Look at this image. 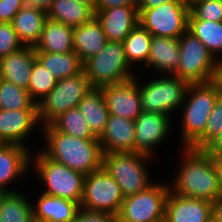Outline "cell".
<instances>
[{"mask_svg": "<svg viewBox=\"0 0 222 222\" xmlns=\"http://www.w3.org/2000/svg\"><path fill=\"white\" fill-rule=\"evenodd\" d=\"M222 131V94L216 100L204 130V147Z\"/></svg>", "mask_w": 222, "mask_h": 222, "instance_id": "8d00e7d4", "label": "cell"}, {"mask_svg": "<svg viewBox=\"0 0 222 222\" xmlns=\"http://www.w3.org/2000/svg\"><path fill=\"white\" fill-rule=\"evenodd\" d=\"M33 206V217L47 222H72L80 209L77 202L48 194H41Z\"/></svg>", "mask_w": 222, "mask_h": 222, "instance_id": "cb8c5ba5", "label": "cell"}, {"mask_svg": "<svg viewBox=\"0 0 222 222\" xmlns=\"http://www.w3.org/2000/svg\"><path fill=\"white\" fill-rule=\"evenodd\" d=\"M8 192H9L8 189L0 187V207H1V204H2V200L7 195Z\"/></svg>", "mask_w": 222, "mask_h": 222, "instance_id": "7dc6e473", "label": "cell"}, {"mask_svg": "<svg viewBox=\"0 0 222 222\" xmlns=\"http://www.w3.org/2000/svg\"><path fill=\"white\" fill-rule=\"evenodd\" d=\"M149 158L150 155L139 152L106 153L103 154L102 167L115 179L126 197L153 184L145 167Z\"/></svg>", "mask_w": 222, "mask_h": 222, "instance_id": "8992f818", "label": "cell"}, {"mask_svg": "<svg viewBox=\"0 0 222 222\" xmlns=\"http://www.w3.org/2000/svg\"><path fill=\"white\" fill-rule=\"evenodd\" d=\"M72 222H117V216L103 212L79 209Z\"/></svg>", "mask_w": 222, "mask_h": 222, "instance_id": "f35d334b", "label": "cell"}, {"mask_svg": "<svg viewBox=\"0 0 222 222\" xmlns=\"http://www.w3.org/2000/svg\"><path fill=\"white\" fill-rule=\"evenodd\" d=\"M139 23L152 36L179 38L188 30L190 8L183 0H172L154 8H138Z\"/></svg>", "mask_w": 222, "mask_h": 222, "instance_id": "7c38bea8", "label": "cell"}, {"mask_svg": "<svg viewBox=\"0 0 222 222\" xmlns=\"http://www.w3.org/2000/svg\"><path fill=\"white\" fill-rule=\"evenodd\" d=\"M37 175L46 186L45 194L69 199L79 205L83 197L85 175L47 157L42 151L33 161Z\"/></svg>", "mask_w": 222, "mask_h": 222, "instance_id": "52a82bcc", "label": "cell"}, {"mask_svg": "<svg viewBox=\"0 0 222 222\" xmlns=\"http://www.w3.org/2000/svg\"><path fill=\"white\" fill-rule=\"evenodd\" d=\"M50 125L62 133L83 139H98L91 131L84 115L77 108L67 110L56 117Z\"/></svg>", "mask_w": 222, "mask_h": 222, "instance_id": "1f68e13d", "label": "cell"}, {"mask_svg": "<svg viewBox=\"0 0 222 222\" xmlns=\"http://www.w3.org/2000/svg\"><path fill=\"white\" fill-rule=\"evenodd\" d=\"M126 5H137V0H97L94 11Z\"/></svg>", "mask_w": 222, "mask_h": 222, "instance_id": "ab89813d", "label": "cell"}, {"mask_svg": "<svg viewBox=\"0 0 222 222\" xmlns=\"http://www.w3.org/2000/svg\"><path fill=\"white\" fill-rule=\"evenodd\" d=\"M222 94V78L206 83H190L182 116V144L194 149L204 148V130L213 106ZM189 98V99H188ZM186 99L188 101H186ZM185 102H187L185 104Z\"/></svg>", "mask_w": 222, "mask_h": 222, "instance_id": "3957f363", "label": "cell"}, {"mask_svg": "<svg viewBox=\"0 0 222 222\" xmlns=\"http://www.w3.org/2000/svg\"><path fill=\"white\" fill-rule=\"evenodd\" d=\"M35 54L57 80L83 72V62L74 51L68 53L35 52Z\"/></svg>", "mask_w": 222, "mask_h": 222, "instance_id": "83f0119b", "label": "cell"}, {"mask_svg": "<svg viewBox=\"0 0 222 222\" xmlns=\"http://www.w3.org/2000/svg\"><path fill=\"white\" fill-rule=\"evenodd\" d=\"M28 149L21 145L9 144L0 150V187L8 188L9 192L17 191L6 186L29 170L32 154Z\"/></svg>", "mask_w": 222, "mask_h": 222, "instance_id": "7402d4cb", "label": "cell"}, {"mask_svg": "<svg viewBox=\"0 0 222 222\" xmlns=\"http://www.w3.org/2000/svg\"><path fill=\"white\" fill-rule=\"evenodd\" d=\"M37 123H39L37 108L0 109V135L9 144L26 147L23 140L31 133L34 126L38 125Z\"/></svg>", "mask_w": 222, "mask_h": 222, "instance_id": "ac0fdd59", "label": "cell"}, {"mask_svg": "<svg viewBox=\"0 0 222 222\" xmlns=\"http://www.w3.org/2000/svg\"><path fill=\"white\" fill-rule=\"evenodd\" d=\"M83 71L93 88L121 83L134 78L130 71L123 42L108 41L96 55L83 63Z\"/></svg>", "mask_w": 222, "mask_h": 222, "instance_id": "5b68a950", "label": "cell"}, {"mask_svg": "<svg viewBox=\"0 0 222 222\" xmlns=\"http://www.w3.org/2000/svg\"><path fill=\"white\" fill-rule=\"evenodd\" d=\"M30 222H47V221L38 220V219L33 218Z\"/></svg>", "mask_w": 222, "mask_h": 222, "instance_id": "f907efd6", "label": "cell"}, {"mask_svg": "<svg viewBox=\"0 0 222 222\" xmlns=\"http://www.w3.org/2000/svg\"><path fill=\"white\" fill-rule=\"evenodd\" d=\"M54 0H25L29 7L40 8L47 12Z\"/></svg>", "mask_w": 222, "mask_h": 222, "instance_id": "b9f144b4", "label": "cell"}, {"mask_svg": "<svg viewBox=\"0 0 222 222\" xmlns=\"http://www.w3.org/2000/svg\"><path fill=\"white\" fill-rule=\"evenodd\" d=\"M170 116L159 112L142 111L135 125V152L154 155V147L161 144L172 127Z\"/></svg>", "mask_w": 222, "mask_h": 222, "instance_id": "5bb4252c", "label": "cell"}, {"mask_svg": "<svg viewBox=\"0 0 222 222\" xmlns=\"http://www.w3.org/2000/svg\"><path fill=\"white\" fill-rule=\"evenodd\" d=\"M35 59V48L32 46H24L14 53L0 58V75L2 79L28 90Z\"/></svg>", "mask_w": 222, "mask_h": 222, "instance_id": "d6986e66", "label": "cell"}, {"mask_svg": "<svg viewBox=\"0 0 222 222\" xmlns=\"http://www.w3.org/2000/svg\"><path fill=\"white\" fill-rule=\"evenodd\" d=\"M180 62L178 38L153 36L150 45L147 67H153L159 72L173 75Z\"/></svg>", "mask_w": 222, "mask_h": 222, "instance_id": "44dd1931", "label": "cell"}, {"mask_svg": "<svg viewBox=\"0 0 222 222\" xmlns=\"http://www.w3.org/2000/svg\"><path fill=\"white\" fill-rule=\"evenodd\" d=\"M188 31L201 41L215 59L218 53H222V21L200 20L190 12Z\"/></svg>", "mask_w": 222, "mask_h": 222, "instance_id": "f1b7e54d", "label": "cell"}, {"mask_svg": "<svg viewBox=\"0 0 222 222\" xmlns=\"http://www.w3.org/2000/svg\"><path fill=\"white\" fill-rule=\"evenodd\" d=\"M56 83L57 79L52 72L46 69L36 58L32 66L27 90L31 99L37 104L54 89Z\"/></svg>", "mask_w": 222, "mask_h": 222, "instance_id": "d6a6232c", "label": "cell"}, {"mask_svg": "<svg viewBox=\"0 0 222 222\" xmlns=\"http://www.w3.org/2000/svg\"><path fill=\"white\" fill-rule=\"evenodd\" d=\"M203 150L209 155H222V131Z\"/></svg>", "mask_w": 222, "mask_h": 222, "instance_id": "60d3db41", "label": "cell"}, {"mask_svg": "<svg viewBox=\"0 0 222 222\" xmlns=\"http://www.w3.org/2000/svg\"><path fill=\"white\" fill-rule=\"evenodd\" d=\"M9 143L0 135V150H3Z\"/></svg>", "mask_w": 222, "mask_h": 222, "instance_id": "c3c4849f", "label": "cell"}, {"mask_svg": "<svg viewBox=\"0 0 222 222\" xmlns=\"http://www.w3.org/2000/svg\"><path fill=\"white\" fill-rule=\"evenodd\" d=\"M98 139L103 154L135 152L134 121L109 114L106 128Z\"/></svg>", "mask_w": 222, "mask_h": 222, "instance_id": "e0dca14e", "label": "cell"}, {"mask_svg": "<svg viewBox=\"0 0 222 222\" xmlns=\"http://www.w3.org/2000/svg\"><path fill=\"white\" fill-rule=\"evenodd\" d=\"M180 62L173 76L189 83H206L221 77L222 60L210 51L190 31L179 38Z\"/></svg>", "mask_w": 222, "mask_h": 222, "instance_id": "277c9868", "label": "cell"}, {"mask_svg": "<svg viewBox=\"0 0 222 222\" xmlns=\"http://www.w3.org/2000/svg\"><path fill=\"white\" fill-rule=\"evenodd\" d=\"M170 185L153 183L146 190L124 197L117 222H164Z\"/></svg>", "mask_w": 222, "mask_h": 222, "instance_id": "9c48e42d", "label": "cell"}, {"mask_svg": "<svg viewBox=\"0 0 222 222\" xmlns=\"http://www.w3.org/2000/svg\"><path fill=\"white\" fill-rule=\"evenodd\" d=\"M152 34L138 23L123 41L125 57L129 65L143 62L147 66Z\"/></svg>", "mask_w": 222, "mask_h": 222, "instance_id": "f546056e", "label": "cell"}, {"mask_svg": "<svg viewBox=\"0 0 222 222\" xmlns=\"http://www.w3.org/2000/svg\"><path fill=\"white\" fill-rule=\"evenodd\" d=\"M123 200L120 186L103 167L85 175L81 209L117 216Z\"/></svg>", "mask_w": 222, "mask_h": 222, "instance_id": "8fae6325", "label": "cell"}, {"mask_svg": "<svg viewBox=\"0 0 222 222\" xmlns=\"http://www.w3.org/2000/svg\"><path fill=\"white\" fill-rule=\"evenodd\" d=\"M95 16L94 10L77 0H54L47 10V18L71 27L87 23Z\"/></svg>", "mask_w": 222, "mask_h": 222, "instance_id": "4316f807", "label": "cell"}, {"mask_svg": "<svg viewBox=\"0 0 222 222\" xmlns=\"http://www.w3.org/2000/svg\"><path fill=\"white\" fill-rule=\"evenodd\" d=\"M222 189V155H210Z\"/></svg>", "mask_w": 222, "mask_h": 222, "instance_id": "f6af8a7d", "label": "cell"}, {"mask_svg": "<svg viewBox=\"0 0 222 222\" xmlns=\"http://www.w3.org/2000/svg\"><path fill=\"white\" fill-rule=\"evenodd\" d=\"M182 154L184 160L170 190L179 196L213 203L222 195V189L211 156L203 149L190 147H184Z\"/></svg>", "mask_w": 222, "mask_h": 222, "instance_id": "6da1fadb", "label": "cell"}, {"mask_svg": "<svg viewBox=\"0 0 222 222\" xmlns=\"http://www.w3.org/2000/svg\"><path fill=\"white\" fill-rule=\"evenodd\" d=\"M24 108H37L29 92L12 82L2 79L0 83V109L18 110Z\"/></svg>", "mask_w": 222, "mask_h": 222, "instance_id": "836d02e7", "label": "cell"}, {"mask_svg": "<svg viewBox=\"0 0 222 222\" xmlns=\"http://www.w3.org/2000/svg\"><path fill=\"white\" fill-rule=\"evenodd\" d=\"M172 0H137V8H154Z\"/></svg>", "mask_w": 222, "mask_h": 222, "instance_id": "ee69618b", "label": "cell"}, {"mask_svg": "<svg viewBox=\"0 0 222 222\" xmlns=\"http://www.w3.org/2000/svg\"><path fill=\"white\" fill-rule=\"evenodd\" d=\"M35 52L68 53L73 51V27L47 19Z\"/></svg>", "mask_w": 222, "mask_h": 222, "instance_id": "d4e9b609", "label": "cell"}, {"mask_svg": "<svg viewBox=\"0 0 222 222\" xmlns=\"http://www.w3.org/2000/svg\"><path fill=\"white\" fill-rule=\"evenodd\" d=\"M190 12L200 20L222 21V0H202L190 7Z\"/></svg>", "mask_w": 222, "mask_h": 222, "instance_id": "e575fe53", "label": "cell"}, {"mask_svg": "<svg viewBox=\"0 0 222 222\" xmlns=\"http://www.w3.org/2000/svg\"><path fill=\"white\" fill-rule=\"evenodd\" d=\"M186 5L190 8L192 5H194L195 3L202 1V0H183Z\"/></svg>", "mask_w": 222, "mask_h": 222, "instance_id": "681fc988", "label": "cell"}, {"mask_svg": "<svg viewBox=\"0 0 222 222\" xmlns=\"http://www.w3.org/2000/svg\"><path fill=\"white\" fill-rule=\"evenodd\" d=\"M24 47L11 22H0V58Z\"/></svg>", "mask_w": 222, "mask_h": 222, "instance_id": "d590c367", "label": "cell"}, {"mask_svg": "<svg viewBox=\"0 0 222 222\" xmlns=\"http://www.w3.org/2000/svg\"><path fill=\"white\" fill-rule=\"evenodd\" d=\"M137 79L101 87L109 114L136 120L142 112Z\"/></svg>", "mask_w": 222, "mask_h": 222, "instance_id": "4fadbf2b", "label": "cell"}, {"mask_svg": "<svg viewBox=\"0 0 222 222\" xmlns=\"http://www.w3.org/2000/svg\"><path fill=\"white\" fill-rule=\"evenodd\" d=\"M25 5V0H0V22H11Z\"/></svg>", "mask_w": 222, "mask_h": 222, "instance_id": "74e56055", "label": "cell"}, {"mask_svg": "<svg viewBox=\"0 0 222 222\" xmlns=\"http://www.w3.org/2000/svg\"><path fill=\"white\" fill-rule=\"evenodd\" d=\"M78 109L84 115L91 131L99 138L106 128L109 111L100 88H92L79 102Z\"/></svg>", "mask_w": 222, "mask_h": 222, "instance_id": "484cf974", "label": "cell"}, {"mask_svg": "<svg viewBox=\"0 0 222 222\" xmlns=\"http://www.w3.org/2000/svg\"><path fill=\"white\" fill-rule=\"evenodd\" d=\"M85 72L57 80L54 89L37 103L39 122L50 124L67 110L78 107L82 98L92 89Z\"/></svg>", "mask_w": 222, "mask_h": 222, "instance_id": "ba28073f", "label": "cell"}, {"mask_svg": "<svg viewBox=\"0 0 222 222\" xmlns=\"http://www.w3.org/2000/svg\"><path fill=\"white\" fill-rule=\"evenodd\" d=\"M33 206L18 191L8 192L0 207V222H30Z\"/></svg>", "mask_w": 222, "mask_h": 222, "instance_id": "4dcf8cb0", "label": "cell"}, {"mask_svg": "<svg viewBox=\"0 0 222 222\" xmlns=\"http://www.w3.org/2000/svg\"><path fill=\"white\" fill-rule=\"evenodd\" d=\"M77 1L84 3L88 6H90L93 10H95L97 0H77Z\"/></svg>", "mask_w": 222, "mask_h": 222, "instance_id": "bcb514c9", "label": "cell"}, {"mask_svg": "<svg viewBox=\"0 0 222 222\" xmlns=\"http://www.w3.org/2000/svg\"><path fill=\"white\" fill-rule=\"evenodd\" d=\"M108 41L123 42L139 23L137 5L118 6L94 11Z\"/></svg>", "mask_w": 222, "mask_h": 222, "instance_id": "2e32d148", "label": "cell"}, {"mask_svg": "<svg viewBox=\"0 0 222 222\" xmlns=\"http://www.w3.org/2000/svg\"><path fill=\"white\" fill-rule=\"evenodd\" d=\"M46 149L42 152L72 170L88 175L102 168L103 151L99 139L73 137L55 130L50 124L42 127Z\"/></svg>", "mask_w": 222, "mask_h": 222, "instance_id": "7a4b0ae2", "label": "cell"}, {"mask_svg": "<svg viewBox=\"0 0 222 222\" xmlns=\"http://www.w3.org/2000/svg\"><path fill=\"white\" fill-rule=\"evenodd\" d=\"M213 222H222V195L213 202Z\"/></svg>", "mask_w": 222, "mask_h": 222, "instance_id": "7bdbcfd3", "label": "cell"}, {"mask_svg": "<svg viewBox=\"0 0 222 222\" xmlns=\"http://www.w3.org/2000/svg\"><path fill=\"white\" fill-rule=\"evenodd\" d=\"M189 82L173 75L155 78L139 86L142 111L171 115L182 107ZM173 110V111H172Z\"/></svg>", "mask_w": 222, "mask_h": 222, "instance_id": "30bf717a", "label": "cell"}, {"mask_svg": "<svg viewBox=\"0 0 222 222\" xmlns=\"http://www.w3.org/2000/svg\"><path fill=\"white\" fill-rule=\"evenodd\" d=\"M107 42L101 23L95 16L87 23L73 27V51L83 63L102 50Z\"/></svg>", "mask_w": 222, "mask_h": 222, "instance_id": "ffe728a7", "label": "cell"}, {"mask_svg": "<svg viewBox=\"0 0 222 222\" xmlns=\"http://www.w3.org/2000/svg\"><path fill=\"white\" fill-rule=\"evenodd\" d=\"M213 203L186 196L171 190L166 199L164 222H213Z\"/></svg>", "mask_w": 222, "mask_h": 222, "instance_id": "9a60e30c", "label": "cell"}, {"mask_svg": "<svg viewBox=\"0 0 222 222\" xmlns=\"http://www.w3.org/2000/svg\"><path fill=\"white\" fill-rule=\"evenodd\" d=\"M47 19L46 11L25 5L14 16L11 23L23 45L35 47Z\"/></svg>", "mask_w": 222, "mask_h": 222, "instance_id": "603a6c76", "label": "cell"}]
</instances>
